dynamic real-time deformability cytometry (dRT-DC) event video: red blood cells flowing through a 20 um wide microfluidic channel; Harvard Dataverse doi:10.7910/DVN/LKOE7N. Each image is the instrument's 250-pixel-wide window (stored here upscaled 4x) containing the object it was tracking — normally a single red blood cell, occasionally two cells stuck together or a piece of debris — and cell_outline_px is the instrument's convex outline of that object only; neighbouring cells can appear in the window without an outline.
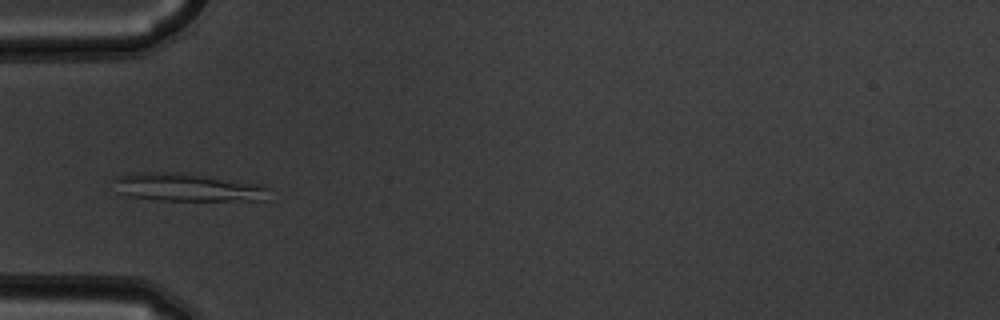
{"species": "common noctule bat (a hibernating species)", "species_latin": "Nyctalus noctula", "temperature_condition": "warm", "stored_images_in_passage": 8, "camera_frame_rate_fps": 3000, "um_per_image_px": 0.085, "animal": {"sex": "male", "body_mass_g": 19.5, "forearm_length_mm": 54.6}, "frame": {"image": 1, "passage_image": 5, "time_ms": 1.333, "image_size_px": [1000, 320], "cell_outline_px": [[268, 200], [160, 200], [128, 196], [116, 192], [112, 180], [112, 176], [132, 172], [152, 172], [200, 176], [260, 184], [268, 188]], "centroid_in_image_um": [15.81, 15.94], "position_along_channel_um": 69.2, "area_um2": 24.91}}
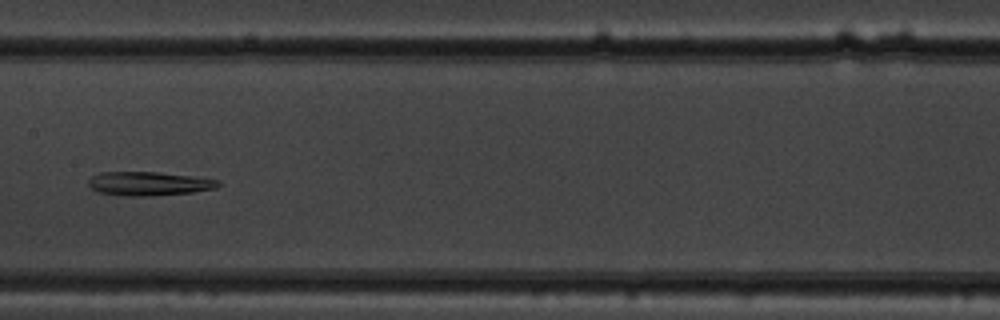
{"frame": {"image": 2, "passage_image": 8, "time_ms": 2.333, "image_size_px": [1000, 320], "cell_outline_px": [[220, 184], [216, 188], [192, 192], [148, 196], [128, 196], [96, 192], [88, 184], [88, 180], [92, 176], [100, 172], [156, 172], [192, 176], [220, 180]], "centroid_in_image_um": [12.63, 15.61], "position_along_channel_um": 194.8, "area_um2": 17.98}}